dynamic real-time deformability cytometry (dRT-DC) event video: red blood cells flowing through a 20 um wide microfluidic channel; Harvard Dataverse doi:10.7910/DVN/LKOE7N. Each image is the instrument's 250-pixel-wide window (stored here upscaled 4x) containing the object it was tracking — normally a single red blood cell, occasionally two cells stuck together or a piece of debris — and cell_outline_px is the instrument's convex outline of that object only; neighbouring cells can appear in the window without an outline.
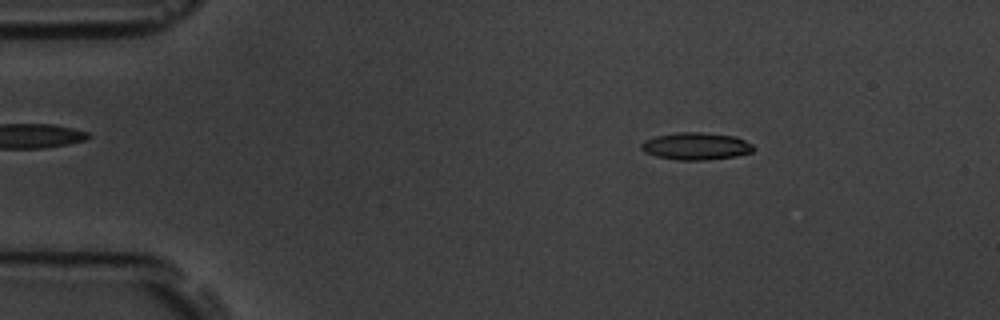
{"species": "common noctule bat (a hibernating species)", "species_latin": "Nyctalus noctula", "temperature_condition": "room temperature", "stored_images_in_passage": 5, "camera_frame_rate_fps": 3000, "um_per_image_px": 0.085, "animal": {"sex": "male", "body_mass_g": 19.5, "forearm_length_mm": 54.6}, "frame": {"image": 1, "passage_image": 2, "time_ms": 0.333, "image_size_px": [1000, 320], "cell_outline_px": [[756, 148], [752, 152], [736, 156], [704, 160], [680, 160], [656, 156], [644, 152], [640, 148], [640, 144], [644, 140], [656, 136], [680, 132], [700, 132], [736, 136], [752, 144]], "centroid_in_image_um": [59.16, 12.42], "position_along_channel_um": 25.8, "area_um2": 17.86}}
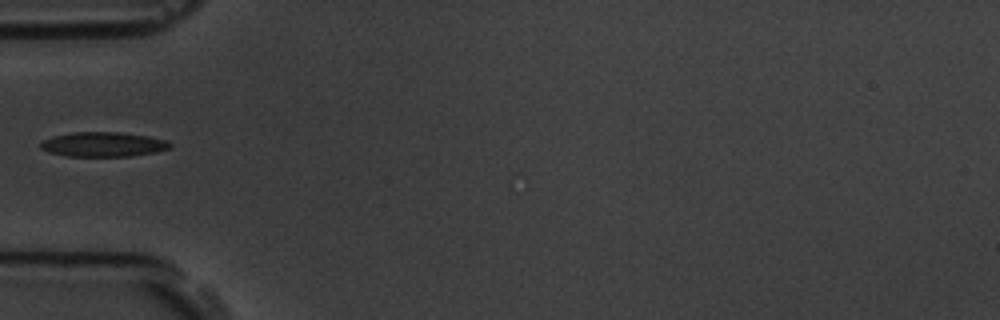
{"frame": {"image": 2, "passage_image": 5, "time_ms": 1.333, "image_size_px": [1000, 320], "cell_outline_px": [[172, 144], [168, 148], [156, 152], [132, 156], [64, 156], [48, 152], [40, 148], [40, 144], [44, 140], [52, 136], [72, 132], [120, 132], [148, 136], [164, 140]], "centroid_in_image_um": [8.73, 12.27], "position_along_channel_um": 76.3, "area_um2": 18.55}}